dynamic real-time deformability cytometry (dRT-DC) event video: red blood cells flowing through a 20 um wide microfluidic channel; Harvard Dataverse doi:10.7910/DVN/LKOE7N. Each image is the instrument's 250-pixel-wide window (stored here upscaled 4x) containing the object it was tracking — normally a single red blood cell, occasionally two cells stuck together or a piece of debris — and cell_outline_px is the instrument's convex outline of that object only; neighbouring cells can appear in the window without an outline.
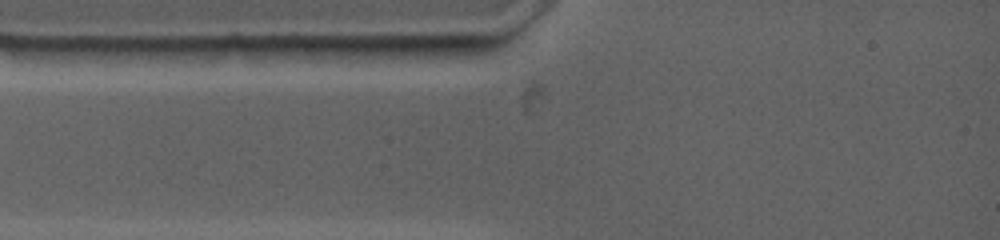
{"species": "common noctule bat (a hibernating species)", "species_latin": "Nyctalus noctula", "temperature_condition": "warm", "stored_images_in_passage": 2, "camera_frame_rate_fps": 4500, "um_per_image_px": 0.085, "animal": {"sex": "female", "body_mass_g": 19.0, "forearm_length_mm": 53.3}, "frame": {"image": 1, "passage_image": 1, "time_ms": 0.0, "image_size_px": [1000, 240], "cell_outline_px": [[468, 44], [464, 48], [436, 56], [352, 64], [304, 48], [396, 44]], "centroid_in_image_um": [32.79, 4.42], "position_along_channel_um": 52.2, "area_um2": 14.22}}